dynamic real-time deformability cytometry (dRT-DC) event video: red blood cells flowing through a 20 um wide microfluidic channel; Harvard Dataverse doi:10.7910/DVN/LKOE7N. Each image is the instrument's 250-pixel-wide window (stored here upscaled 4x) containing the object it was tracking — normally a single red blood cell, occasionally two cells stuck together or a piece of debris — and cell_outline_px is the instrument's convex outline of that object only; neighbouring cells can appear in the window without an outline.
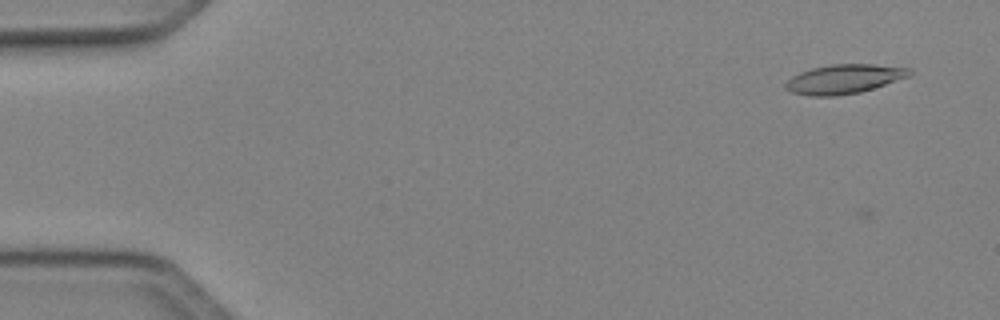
{"species": "Egyptian fruit bat (a non-hibernating species)", "species_latin": "Rousettus aegyptiacus", "temperature_condition": "cold", "stored_images_in_passage": 4, "camera_frame_rate_fps": 3000, "um_per_image_px": 0.085, "animal": {"sex": "female"}, "frame": {"image": 1, "passage_image": 3, "time_ms": 0.667, "image_size_px": [1000, 320], "cell_outline_px": [[912, 72], [908, 76], [860, 92], [836, 96], [808, 96], [792, 92], [784, 88], [784, 84], [792, 76], [800, 72], [812, 68], [832, 64], [872, 64], [912, 68]], "centroid_in_image_um": [71.7, 6.71], "position_along_channel_um": 13.3, "area_um2": 20.98}}